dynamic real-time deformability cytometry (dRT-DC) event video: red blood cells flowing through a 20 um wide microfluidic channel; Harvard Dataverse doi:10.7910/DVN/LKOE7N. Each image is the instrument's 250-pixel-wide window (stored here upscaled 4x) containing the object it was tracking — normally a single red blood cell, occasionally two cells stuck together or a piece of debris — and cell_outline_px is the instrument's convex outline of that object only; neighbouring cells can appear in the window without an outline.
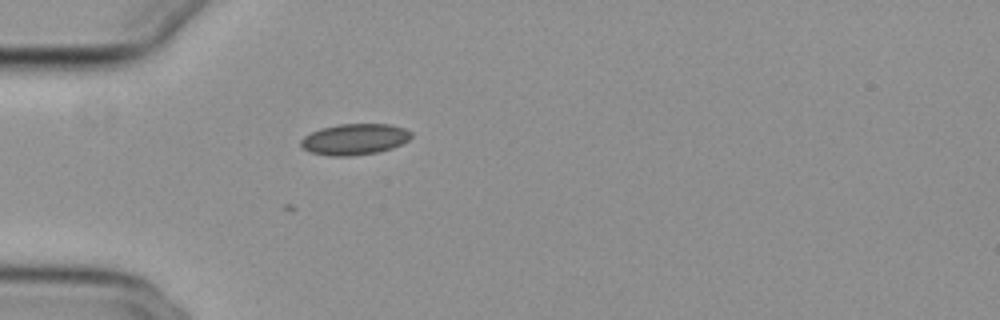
{"species": "common noctule bat (a hibernating species)", "species_latin": "Nyctalus noctula", "temperature_condition": "cold", "stored_images_in_passage": 39, "camera_frame_rate_fps": 3000, "um_per_image_px": 0.085, "animal": {"sex": "female", "body_mass_g": 29.2, "forearm_length_mm": 56.3}, "frame": {"image": 1, "passage_image": 1, "time_ms": 0.0, "image_size_px": [1000, 320], "cell_outline_px": [[412, 136], [408, 140], [392, 148], [376, 152], [348, 156], [332, 156], [308, 152], [300, 148], [300, 140], [304, 136], [320, 128], [340, 124], [392, 124], [404, 128], [412, 132]], "centroid_in_image_um": [30.11, 11.83], "position_along_channel_um": 54.9, "area_um2": 20.06}}
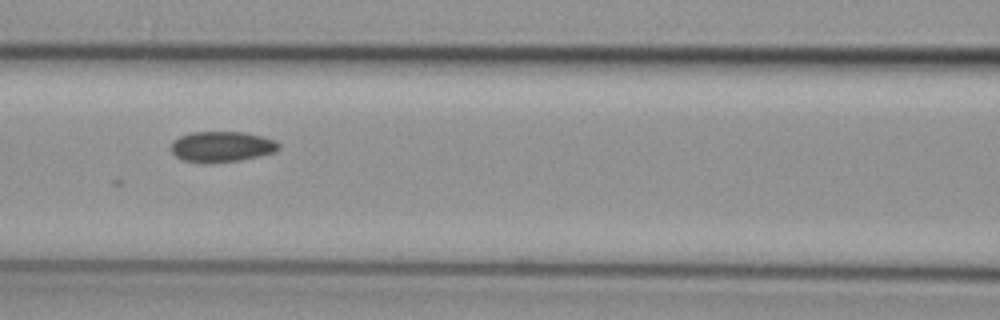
{"frame": {"image": 2, "passage_image": 9, "time_ms": 2.667, "image_size_px": [1000, 320], "cell_outline_px": [[280, 148], [276, 152], [260, 156], [240, 160], [184, 160], [176, 156], [172, 152], [172, 140], [180, 136], [192, 132], [244, 132], [276, 140], [280, 144]], "centroid_in_image_um": [18.91, 12.42], "position_along_channel_um": 147.7, "area_um2": 18.55}}
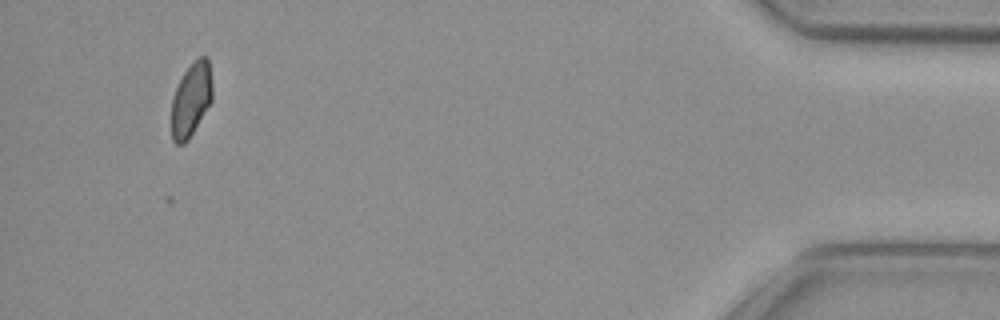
{"frame": {"image": 3, "passage_image": 36, "time_ms": 11.667, "image_size_px": [1000, 320], "cell_outline_px": [[212, 100], [188, 140], [184, 144], [176, 144], [172, 140], [172, 100], [176, 88], [184, 72], [200, 56], [208, 56], [212, 84]], "centroid_in_image_um": [16.25, 8.47], "position_along_channel_um": 418.9, "area_um2": 17.34}}